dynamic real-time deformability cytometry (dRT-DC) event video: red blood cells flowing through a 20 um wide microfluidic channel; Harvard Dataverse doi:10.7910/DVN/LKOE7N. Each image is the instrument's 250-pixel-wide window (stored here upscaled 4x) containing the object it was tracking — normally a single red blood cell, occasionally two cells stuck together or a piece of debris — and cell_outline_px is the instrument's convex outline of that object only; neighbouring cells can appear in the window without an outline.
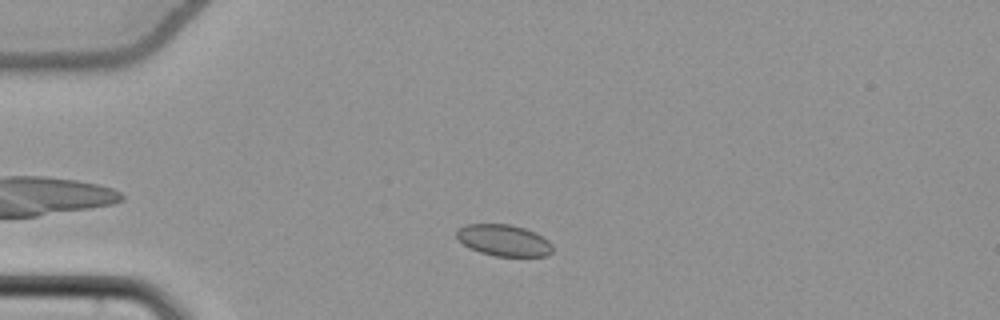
{"species": "common noctule bat (a hibernating species)", "species_latin": "Nyctalus noctula", "temperature_condition": "cold", "stored_images_in_passage": 48, "camera_frame_rate_fps": 3000, "um_per_image_px": 0.085, "animal": {"sex": "female", "body_mass_g": 22.7, "forearm_length_mm": 54.2}, "frame": {"image": 1, "passage_image": 7, "time_ms": 2.0, "image_size_px": [1000, 320], "cell_outline_px": [[552, 252], [548, 256], [496, 256], [480, 252], [464, 244], [456, 236], [456, 232], [464, 224], [508, 224], [524, 228], [536, 232], [548, 240], [552, 244]], "centroid_in_image_um": [42.85, 20.42], "position_along_channel_um": 42.1, "area_um2": 17.51}}
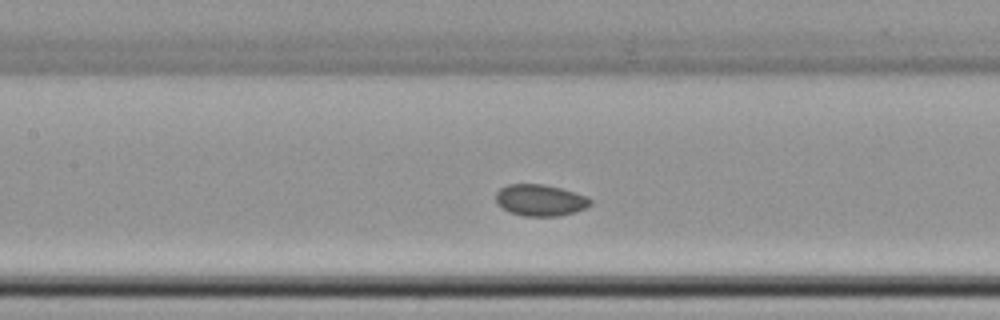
{"frame": {"image": 2, "passage_image": 19, "time_ms": 6.0, "image_size_px": [1000, 320], "cell_outline_px": [[592, 204], [576, 212], [560, 216], [524, 216], [508, 212], [496, 204], [496, 192], [500, 188], [508, 184], [544, 184], [560, 188], [588, 196], [592, 200]], "centroid_in_image_um": [45.91, 17.02], "position_along_channel_um": 161.5, "area_um2": 17.57}}
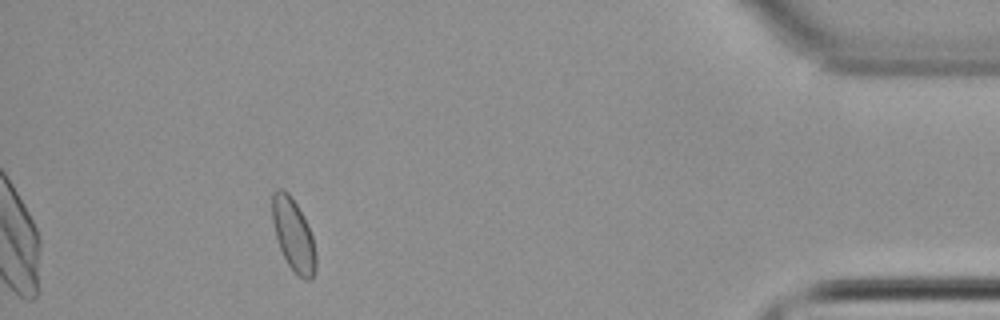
{"frame": {"image": 3, "passage_image": 43, "time_ms": 14.0, "image_size_px": [1000, 320], "cell_outline_px": [[316, 272], [312, 280], [304, 280], [288, 264], [280, 248], [276, 236], [272, 220], [272, 192], [280, 188], [284, 188], [288, 192], [296, 204], [312, 236], [316, 252]], "centroid_in_image_um": [24.94, 19.97], "position_along_channel_um": 410.3, "area_um2": 18.15}}